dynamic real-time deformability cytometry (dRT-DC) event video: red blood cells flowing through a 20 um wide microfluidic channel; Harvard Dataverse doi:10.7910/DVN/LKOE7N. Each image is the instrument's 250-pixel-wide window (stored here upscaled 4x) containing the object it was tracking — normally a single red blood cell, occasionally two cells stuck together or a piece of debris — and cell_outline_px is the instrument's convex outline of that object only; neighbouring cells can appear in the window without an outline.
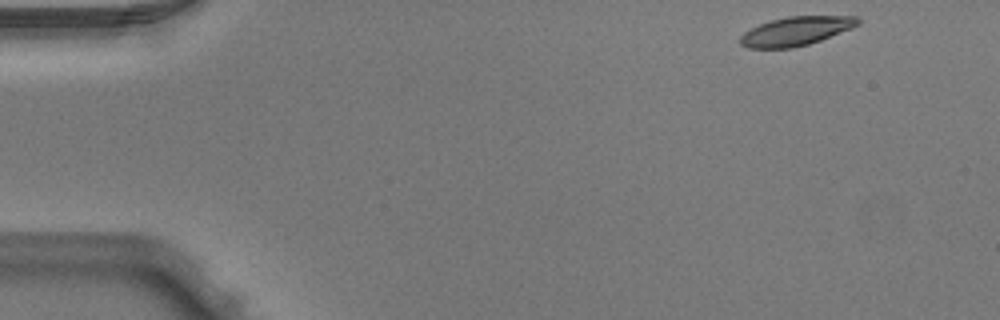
{"species": "Egyptian fruit bat (a non-hibernating species)", "species_latin": "Rousettus aegyptiacus", "temperature_condition": "warm", "stored_images_in_passage": 4, "camera_frame_rate_fps": 3000, "um_per_image_px": 0.085, "animal": {"sex": "male"}, "frame": {"image": 1, "passage_image": 1, "time_ms": 0.0, "image_size_px": [1000, 320], "cell_outline_px": [[860, 24], [852, 28], [820, 40], [808, 44], [792, 48], [748, 48], [740, 44], [740, 36], [744, 32], [760, 24], [772, 20], [788, 16], [860, 16]], "centroid_in_image_um": [67.67, 2.64], "position_along_channel_um": 17.3, "area_um2": 19.71}}
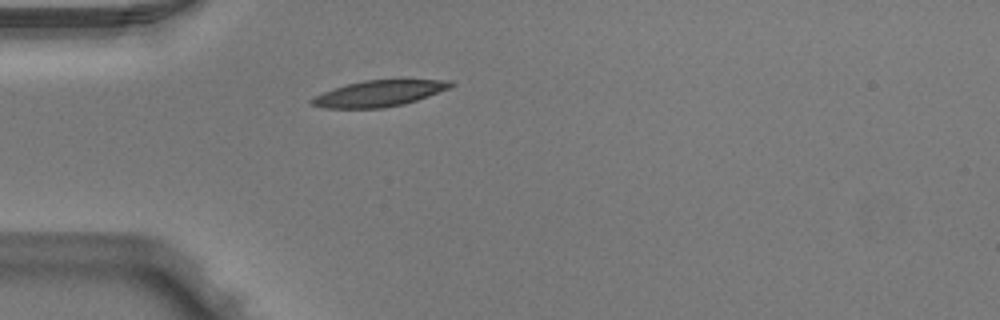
{"frame": {"image": 2, "passage_image": 4, "time_ms": 1.0, "image_size_px": [1000, 320], "cell_outline_px": [[456, 84], [452, 88], [404, 104], [384, 108], [324, 108], [308, 104], [308, 100], [312, 96], [348, 84], [364, 80], [452, 80]], "centroid_in_image_um": [32.22, 7.95], "position_along_channel_um": 52.8, "area_um2": 21.21}}